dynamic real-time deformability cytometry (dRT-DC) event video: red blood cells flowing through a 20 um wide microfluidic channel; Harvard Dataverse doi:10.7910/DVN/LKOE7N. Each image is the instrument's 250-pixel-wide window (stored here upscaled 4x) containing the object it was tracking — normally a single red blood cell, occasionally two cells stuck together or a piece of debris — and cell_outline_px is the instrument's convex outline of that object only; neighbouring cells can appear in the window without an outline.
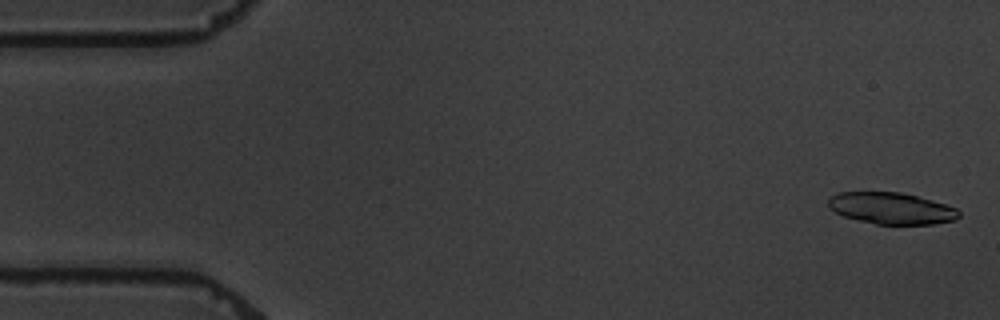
{"species": "common noctule bat (a hibernating species)", "species_latin": "Nyctalus noctula", "temperature_condition": "warm", "stored_images_in_passage": 5, "segment_of_instrument_passage": [1, 2], "camera_frame_rate_fps": 3000, "um_per_image_px": 0.085, "animal": {"sex": "male", "body_mass_g": 19.5, "forearm_length_mm": 54.6}, "frame": {"image": 1, "passage_image": 1, "time_ms": 0.0, "image_size_px": [1000, 320], "cell_outline_px": [[960, 216], [956, 220], [932, 224], [876, 224], [844, 216], [828, 208], [828, 200], [832, 196], [840, 192], [900, 192], [916, 196], [944, 204], [956, 208], [960, 212]], "centroid_in_image_um": [75.77, 17.71], "position_along_channel_um": 9.2, "area_um2": 23.81}}